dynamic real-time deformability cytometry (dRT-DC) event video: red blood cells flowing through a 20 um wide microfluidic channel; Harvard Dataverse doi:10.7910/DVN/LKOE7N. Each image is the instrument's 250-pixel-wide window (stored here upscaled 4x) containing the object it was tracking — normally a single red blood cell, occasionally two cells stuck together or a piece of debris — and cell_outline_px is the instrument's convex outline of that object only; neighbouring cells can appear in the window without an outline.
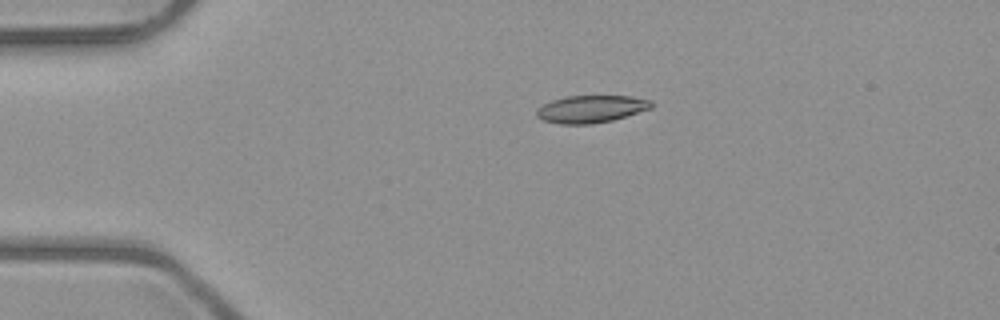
{"species": "common noctule bat (a hibernating species)", "species_latin": "Nyctalus noctula", "temperature_condition": "room temperature", "stored_images_in_passage": 3, "camera_frame_rate_fps": 3000, "um_per_image_px": 0.085, "animal": {"sex": "male", "body_mass_g": 23.1, "forearm_length_mm": 52.7}, "frame": {"image": 1, "passage_image": 1, "time_ms": 0.0, "image_size_px": [1000, 320], "cell_outline_px": [[652, 108], [612, 120], [592, 124], [560, 124], [544, 120], [536, 116], [536, 108], [552, 100], [568, 96], [628, 96], [652, 100]], "centroid_in_image_um": [50.22, 9.26], "position_along_channel_um": 34.8, "area_um2": 18.21}}